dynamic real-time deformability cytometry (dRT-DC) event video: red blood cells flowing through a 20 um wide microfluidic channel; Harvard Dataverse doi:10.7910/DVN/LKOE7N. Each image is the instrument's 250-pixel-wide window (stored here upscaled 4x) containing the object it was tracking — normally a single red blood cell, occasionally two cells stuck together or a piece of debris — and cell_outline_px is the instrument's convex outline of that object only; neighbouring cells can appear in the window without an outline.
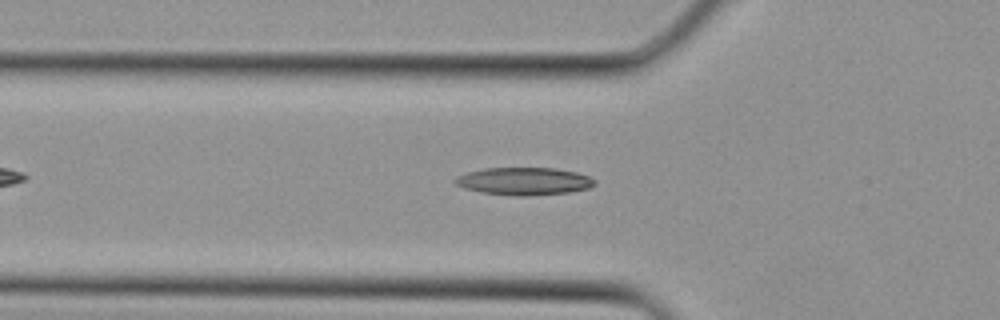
{"species": "Egyptian fruit bat (a non-hibernating species)", "species_latin": "Rousettus aegyptiacus", "temperature_condition": "cold", "stored_images_in_passage": 5, "camera_frame_rate_fps": 3000, "um_per_image_px": 0.085, "animal": {"sex": "female"}, "frame": {"image": 1, "passage_image": 4, "time_ms": 1.0, "image_size_px": [1000, 320], "cell_outline_px": [[596, 184], [588, 188], [568, 192], [528, 196], [512, 196], [480, 192], [464, 188], [456, 184], [452, 180], [456, 176], [468, 172], [484, 168], [552, 168], [576, 172], [588, 176], [596, 180]], "centroid_in_image_um": [44.51, 15.41], "position_along_channel_um": 81.3, "area_um2": 22.48}}